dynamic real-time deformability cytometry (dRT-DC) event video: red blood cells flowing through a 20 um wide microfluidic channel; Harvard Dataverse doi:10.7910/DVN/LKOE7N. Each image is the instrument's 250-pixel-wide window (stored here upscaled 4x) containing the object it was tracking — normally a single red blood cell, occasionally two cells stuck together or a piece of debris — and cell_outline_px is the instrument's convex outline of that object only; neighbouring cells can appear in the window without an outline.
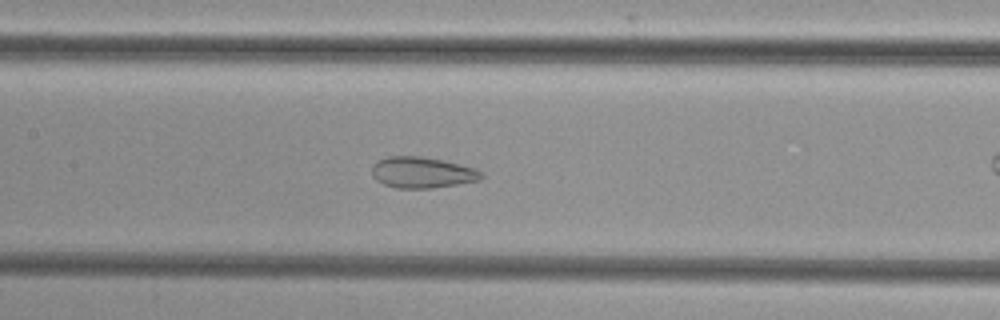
{"species": "common noctule bat (a hibernating species)", "species_latin": "Nyctalus noctula", "temperature_condition": "cold", "stored_images_in_passage": 41, "camera_frame_rate_fps": 3000, "um_per_image_px": 0.085, "animal": {"sex": "female", "body_mass_g": 29.2, "forearm_length_mm": 56.3}, "frame": {"image": 1, "passage_image": 18, "time_ms": 5.667, "image_size_px": [1000, 320], "cell_outline_px": [[484, 176], [480, 180], [432, 188], [396, 188], [384, 184], [376, 180], [372, 176], [372, 164], [388, 156], [420, 156], [444, 160], [476, 168], [484, 172]], "centroid_in_image_um": [35.9, 14.66], "position_along_channel_um": 171.5, "area_um2": 19.94}}
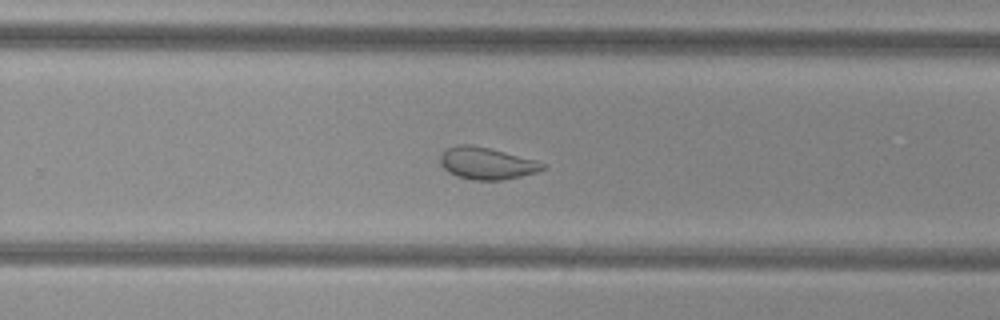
{"frame": {"image": 2, "passage_image": 27, "time_ms": 8.667, "image_size_px": [1000, 320], "cell_outline_px": [[548, 168], [536, 172], [520, 176], [500, 180], [472, 180], [456, 176], [448, 172], [440, 164], [440, 156], [448, 148], [456, 144], [472, 144], [536, 160], [548, 164]], "centroid_in_image_um": [41.38, 13.88], "position_along_channel_um": 288.4, "area_um2": 19.13}}
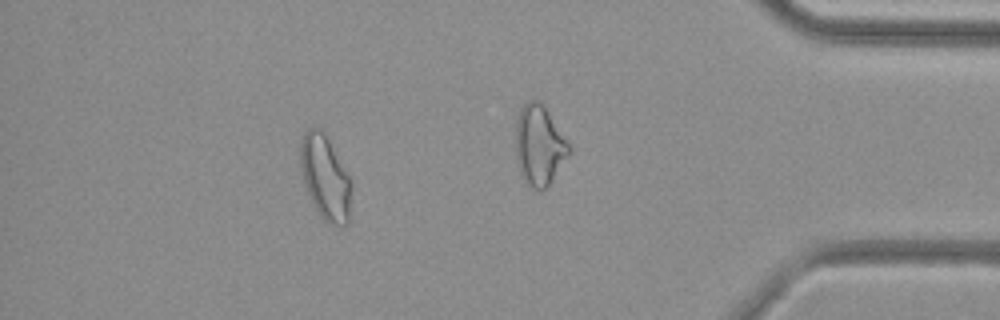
{"frame": {"image": 3, "passage_image": 40, "time_ms": 13.0, "image_size_px": [1000, 320], "cell_outline_px": [[352, 188], [348, 224], [328, 224], [320, 216], [312, 204], [304, 184], [300, 168], [300, 144], [304, 132], [308, 128], [320, 128], [324, 132], [352, 180]], "centroid_in_image_um": [27.64, 15.09], "position_along_channel_um": 407.6, "area_um2": 25.32}}